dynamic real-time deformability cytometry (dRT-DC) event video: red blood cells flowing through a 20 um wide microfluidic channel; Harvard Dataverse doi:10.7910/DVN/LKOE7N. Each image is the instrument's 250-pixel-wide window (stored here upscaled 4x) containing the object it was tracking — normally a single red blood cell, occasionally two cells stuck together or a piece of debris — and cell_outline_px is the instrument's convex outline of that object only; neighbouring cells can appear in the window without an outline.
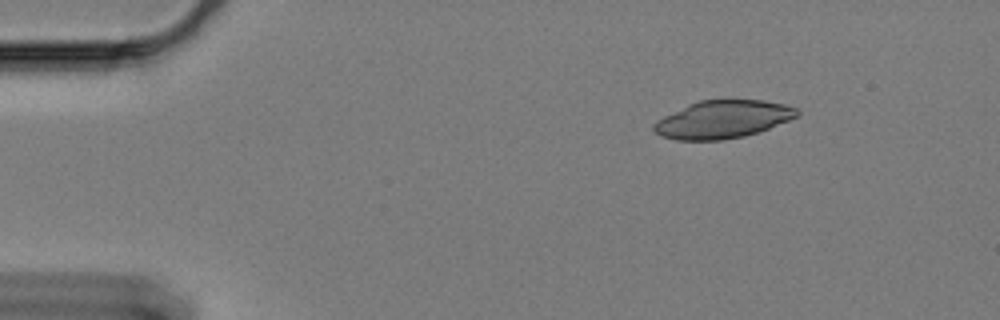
{"species": "Egyptian fruit bat (a non-hibernating species)", "species_latin": "Rousettus aegyptiacus", "temperature_condition": "cold", "stored_images_in_passage": 52, "camera_frame_rate_fps": 3000, "um_per_image_px": 0.085, "animal": {"sex": "female"}, "frame": {"image": 1, "passage_image": 1, "time_ms": 0.0, "image_size_px": [1000, 320], "cell_outline_px": [[800, 112], [796, 116], [788, 120], [768, 128], [744, 136], [720, 140], [676, 140], [660, 136], [652, 128], [652, 124], [664, 116], [688, 104], [700, 100], [728, 96], [764, 100], [784, 104], [796, 108]], "centroid_in_image_um": [61.42, 10.1], "position_along_channel_um": 23.6, "area_um2": 32.19}}
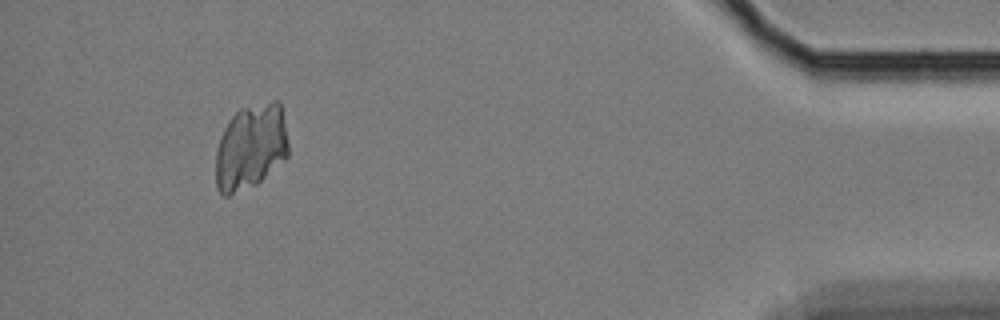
{"frame": {"image": 2, "passage_image": 48, "time_ms": 15.667, "image_size_px": [1000, 320], "cell_outline_px": [[288, 156], [284, 160], [256, 184], [228, 196], [224, 196], [216, 188], [216, 148], [220, 136], [228, 120], [240, 108], [272, 100], [280, 100], [288, 144]], "centroid_in_image_um": [21.3, 12.47], "position_along_channel_um": 413.9, "area_um2": 36.3}}